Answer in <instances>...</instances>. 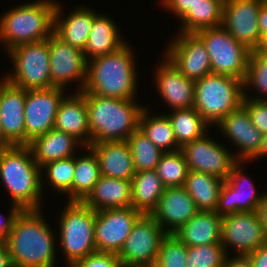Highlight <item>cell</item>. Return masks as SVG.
Returning <instances> with one entry per match:
<instances>
[{
	"label": "cell",
	"instance_id": "cell-1",
	"mask_svg": "<svg viewBox=\"0 0 267 267\" xmlns=\"http://www.w3.org/2000/svg\"><path fill=\"white\" fill-rule=\"evenodd\" d=\"M40 210H20L7 239L14 267H53L54 236Z\"/></svg>",
	"mask_w": 267,
	"mask_h": 267
},
{
	"label": "cell",
	"instance_id": "cell-2",
	"mask_svg": "<svg viewBox=\"0 0 267 267\" xmlns=\"http://www.w3.org/2000/svg\"><path fill=\"white\" fill-rule=\"evenodd\" d=\"M134 100L85 93L91 143L127 141L139 128L144 109Z\"/></svg>",
	"mask_w": 267,
	"mask_h": 267
},
{
	"label": "cell",
	"instance_id": "cell-3",
	"mask_svg": "<svg viewBox=\"0 0 267 267\" xmlns=\"http://www.w3.org/2000/svg\"><path fill=\"white\" fill-rule=\"evenodd\" d=\"M28 145L0 149V177L20 210H41V168Z\"/></svg>",
	"mask_w": 267,
	"mask_h": 267
},
{
	"label": "cell",
	"instance_id": "cell-4",
	"mask_svg": "<svg viewBox=\"0 0 267 267\" xmlns=\"http://www.w3.org/2000/svg\"><path fill=\"white\" fill-rule=\"evenodd\" d=\"M127 45L88 61L87 79L82 92L102 97L134 99L136 67L132 50Z\"/></svg>",
	"mask_w": 267,
	"mask_h": 267
},
{
	"label": "cell",
	"instance_id": "cell-5",
	"mask_svg": "<svg viewBox=\"0 0 267 267\" xmlns=\"http://www.w3.org/2000/svg\"><path fill=\"white\" fill-rule=\"evenodd\" d=\"M57 2L39 1L12 8L0 19V39L6 48L48 39L54 33Z\"/></svg>",
	"mask_w": 267,
	"mask_h": 267
},
{
	"label": "cell",
	"instance_id": "cell-6",
	"mask_svg": "<svg viewBox=\"0 0 267 267\" xmlns=\"http://www.w3.org/2000/svg\"><path fill=\"white\" fill-rule=\"evenodd\" d=\"M243 81L236 77L208 74L195 81L193 107L208 122L217 124L239 109L244 99Z\"/></svg>",
	"mask_w": 267,
	"mask_h": 267
},
{
	"label": "cell",
	"instance_id": "cell-7",
	"mask_svg": "<svg viewBox=\"0 0 267 267\" xmlns=\"http://www.w3.org/2000/svg\"><path fill=\"white\" fill-rule=\"evenodd\" d=\"M59 224L60 243L69 263L97 251L94 242L95 210L84 202L68 201Z\"/></svg>",
	"mask_w": 267,
	"mask_h": 267
},
{
	"label": "cell",
	"instance_id": "cell-8",
	"mask_svg": "<svg viewBox=\"0 0 267 267\" xmlns=\"http://www.w3.org/2000/svg\"><path fill=\"white\" fill-rule=\"evenodd\" d=\"M8 52L15 69L5 77L10 84L25 90L52 87L48 39L21 44Z\"/></svg>",
	"mask_w": 267,
	"mask_h": 267
},
{
	"label": "cell",
	"instance_id": "cell-9",
	"mask_svg": "<svg viewBox=\"0 0 267 267\" xmlns=\"http://www.w3.org/2000/svg\"><path fill=\"white\" fill-rule=\"evenodd\" d=\"M208 51L212 73L244 80L251 50L221 25L195 33Z\"/></svg>",
	"mask_w": 267,
	"mask_h": 267
},
{
	"label": "cell",
	"instance_id": "cell-10",
	"mask_svg": "<svg viewBox=\"0 0 267 267\" xmlns=\"http://www.w3.org/2000/svg\"><path fill=\"white\" fill-rule=\"evenodd\" d=\"M167 235L151 216L142 214L117 254L124 267H143L157 261L161 241Z\"/></svg>",
	"mask_w": 267,
	"mask_h": 267
},
{
	"label": "cell",
	"instance_id": "cell-11",
	"mask_svg": "<svg viewBox=\"0 0 267 267\" xmlns=\"http://www.w3.org/2000/svg\"><path fill=\"white\" fill-rule=\"evenodd\" d=\"M142 214L132 206L95 211L94 242L99 252L118 254Z\"/></svg>",
	"mask_w": 267,
	"mask_h": 267
},
{
	"label": "cell",
	"instance_id": "cell-12",
	"mask_svg": "<svg viewBox=\"0 0 267 267\" xmlns=\"http://www.w3.org/2000/svg\"><path fill=\"white\" fill-rule=\"evenodd\" d=\"M64 88L27 90L24 107L26 145L37 136L54 129L59 105L64 98Z\"/></svg>",
	"mask_w": 267,
	"mask_h": 267
},
{
	"label": "cell",
	"instance_id": "cell-13",
	"mask_svg": "<svg viewBox=\"0 0 267 267\" xmlns=\"http://www.w3.org/2000/svg\"><path fill=\"white\" fill-rule=\"evenodd\" d=\"M52 87L64 88L66 84L79 80L78 92L84 89L87 79L88 61L83 51L69 45L53 33L48 38Z\"/></svg>",
	"mask_w": 267,
	"mask_h": 267
},
{
	"label": "cell",
	"instance_id": "cell-14",
	"mask_svg": "<svg viewBox=\"0 0 267 267\" xmlns=\"http://www.w3.org/2000/svg\"><path fill=\"white\" fill-rule=\"evenodd\" d=\"M262 0H225L222 26L249 50L258 49L262 38L258 13Z\"/></svg>",
	"mask_w": 267,
	"mask_h": 267
},
{
	"label": "cell",
	"instance_id": "cell-15",
	"mask_svg": "<svg viewBox=\"0 0 267 267\" xmlns=\"http://www.w3.org/2000/svg\"><path fill=\"white\" fill-rule=\"evenodd\" d=\"M205 136L181 147L188 170L211 174L226 180L237 160L226 148Z\"/></svg>",
	"mask_w": 267,
	"mask_h": 267
},
{
	"label": "cell",
	"instance_id": "cell-16",
	"mask_svg": "<svg viewBox=\"0 0 267 267\" xmlns=\"http://www.w3.org/2000/svg\"><path fill=\"white\" fill-rule=\"evenodd\" d=\"M267 242V235L262 228L256 211L237 212L222 217L221 244L232 245L238 255L247 256ZM227 244V245H226Z\"/></svg>",
	"mask_w": 267,
	"mask_h": 267
},
{
	"label": "cell",
	"instance_id": "cell-17",
	"mask_svg": "<svg viewBox=\"0 0 267 267\" xmlns=\"http://www.w3.org/2000/svg\"><path fill=\"white\" fill-rule=\"evenodd\" d=\"M166 56L188 79L198 80L212 73L208 51L195 33H183L166 49Z\"/></svg>",
	"mask_w": 267,
	"mask_h": 267
},
{
	"label": "cell",
	"instance_id": "cell-18",
	"mask_svg": "<svg viewBox=\"0 0 267 267\" xmlns=\"http://www.w3.org/2000/svg\"><path fill=\"white\" fill-rule=\"evenodd\" d=\"M25 89L0 82V122L4 138L12 145H26L24 122Z\"/></svg>",
	"mask_w": 267,
	"mask_h": 267
},
{
	"label": "cell",
	"instance_id": "cell-19",
	"mask_svg": "<svg viewBox=\"0 0 267 267\" xmlns=\"http://www.w3.org/2000/svg\"><path fill=\"white\" fill-rule=\"evenodd\" d=\"M197 212L194 200L183 186L166 187L151 216L167 234H173ZM166 224L170 225L167 229Z\"/></svg>",
	"mask_w": 267,
	"mask_h": 267
},
{
	"label": "cell",
	"instance_id": "cell-20",
	"mask_svg": "<svg viewBox=\"0 0 267 267\" xmlns=\"http://www.w3.org/2000/svg\"><path fill=\"white\" fill-rule=\"evenodd\" d=\"M216 125L233 141L232 143L240 147V152L235 157L237 161L251 160L259 152L262 133L252 124L243 106L230 112Z\"/></svg>",
	"mask_w": 267,
	"mask_h": 267
},
{
	"label": "cell",
	"instance_id": "cell-21",
	"mask_svg": "<svg viewBox=\"0 0 267 267\" xmlns=\"http://www.w3.org/2000/svg\"><path fill=\"white\" fill-rule=\"evenodd\" d=\"M240 163L241 162L237 161L233 165L229 176L224 180L221 187L218 205L215 210L221 217L235 214L237 212L256 211L257 206L262 200L263 195L261 196L257 194L251 181H249V186L252 188L250 190L247 189L249 192H246V194L241 192L243 189L241 185H244L243 182H247L246 179L248 180L249 178L245 177L244 174L242 175L243 172H241L242 169H240Z\"/></svg>",
	"mask_w": 267,
	"mask_h": 267
},
{
	"label": "cell",
	"instance_id": "cell-22",
	"mask_svg": "<svg viewBox=\"0 0 267 267\" xmlns=\"http://www.w3.org/2000/svg\"><path fill=\"white\" fill-rule=\"evenodd\" d=\"M165 58L163 65L156 71L159 94L173 110L193 107L195 81L185 77L167 57Z\"/></svg>",
	"mask_w": 267,
	"mask_h": 267
},
{
	"label": "cell",
	"instance_id": "cell-23",
	"mask_svg": "<svg viewBox=\"0 0 267 267\" xmlns=\"http://www.w3.org/2000/svg\"><path fill=\"white\" fill-rule=\"evenodd\" d=\"M54 129L81 140L84 147L91 145V134L88 123V112L84 92L64 97L56 115Z\"/></svg>",
	"mask_w": 267,
	"mask_h": 267
},
{
	"label": "cell",
	"instance_id": "cell-24",
	"mask_svg": "<svg viewBox=\"0 0 267 267\" xmlns=\"http://www.w3.org/2000/svg\"><path fill=\"white\" fill-rule=\"evenodd\" d=\"M97 156L101 175L131 180L136 170L127 141L91 143Z\"/></svg>",
	"mask_w": 267,
	"mask_h": 267
},
{
	"label": "cell",
	"instance_id": "cell-25",
	"mask_svg": "<svg viewBox=\"0 0 267 267\" xmlns=\"http://www.w3.org/2000/svg\"><path fill=\"white\" fill-rule=\"evenodd\" d=\"M221 222L215 211H198L173 234L186 246L221 243Z\"/></svg>",
	"mask_w": 267,
	"mask_h": 267
},
{
	"label": "cell",
	"instance_id": "cell-26",
	"mask_svg": "<svg viewBox=\"0 0 267 267\" xmlns=\"http://www.w3.org/2000/svg\"><path fill=\"white\" fill-rule=\"evenodd\" d=\"M95 211L131 206V180L102 175L83 201Z\"/></svg>",
	"mask_w": 267,
	"mask_h": 267
},
{
	"label": "cell",
	"instance_id": "cell-27",
	"mask_svg": "<svg viewBox=\"0 0 267 267\" xmlns=\"http://www.w3.org/2000/svg\"><path fill=\"white\" fill-rule=\"evenodd\" d=\"M60 5L56 4L54 15V33L69 45L84 52L89 33L92 29L94 11L77 7L67 18L61 21Z\"/></svg>",
	"mask_w": 267,
	"mask_h": 267
},
{
	"label": "cell",
	"instance_id": "cell-28",
	"mask_svg": "<svg viewBox=\"0 0 267 267\" xmlns=\"http://www.w3.org/2000/svg\"><path fill=\"white\" fill-rule=\"evenodd\" d=\"M81 144L74 136L52 129L46 134L35 137L29 147L34 161L42 168L46 163L73 157L76 145Z\"/></svg>",
	"mask_w": 267,
	"mask_h": 267
},
{
	"label": "cell",
	"instance_id": "cell-29",
	"mask_svg": "<svg viewBox=\"0 0 267 267\" xmlns=\"http://www.w3.org/2000/svg\"><path fill=\"white\" fill-rule=\"evenodd\" d=\"M117 29L115 23L109 17L97 14L94 11L92 29L84 49L87 61H89L88 57L93 59L110 54L125 44L124 40H121Z\"/></svg>",
	"mask_w": 267,
	"mask_h": 267
},
{
	"label": "cell",
	"instance_id": "cell-30",
	"mask_svg": "<svg viewBox=\"0 0 267 267\" xmlns=\"http://www.w3.org/2000/svg\"><path fill=\"white\" fill-rule=\"evenodd\" d=\"M165 188L155 170L136 172L131 179V206L141 214L151 215Z\"/></svg>",
	"mask_w": 267,
	"mask_h": 267
},
{
	"label": "cell",
	"instance_id": "cell-31",
	"mask_svg": "<svg viewBox=\"0 0 267 267\" xmlns=\"http://www.w3.org/2000/svg\"><path fill=\"white\" fill-rule=\"evenodd\" d=\"M224 180L211 174L189 170L184 188L198 211H215Z\"/></svg>",
	"mask_w": 267,
	"mask_h": 267
},
{
	"label": "cell",
	"instance_id": "cell-32",
	"mask_svg": "<svg viewBox=\"0 0 267 267\" xmlns=\"http://www.w3.org/2000/svg\"><path fill=\"white\" fill-rule=\"evenodd\" d=\"M225 0H199L181 19L183 33H196L222 25Z\"/></svg>",
	"mask_w": 267,
	"mask_h": 267
},
{
	"label": "cell",
	"instance_id": "cell-33",
	"mask_svg": "<svg viewBox=\"0 0 267 267\" xmlns=\"http://www.w3.org/2000/svg\"><path fill=\"white\" fill-rule=\"evenodd\" d=\"M88 148V155L75 157V171L72 181V201L83 202L92 192L95 183L99 180L101 170L94 151Z\"/></svg>",
	"mask_w": 267,
	"mask_h": 267
},
{
	"label": "cell",
	"instance_id": "cell-34",
	"mask_svg": "<svg viewBox=\"0 0 267 267\" xmlns=\"http://www.w3.org/2000/svg\"><path fill=\"white\" fill-rule=\"evenodd\" d=\"M148 114L147 108H144L139 118V129L161 151L174 152L180 150L181 147L176 142L168 116L160 114L149 117Z\"/></svg>",
	"mask_w": 267,
	"mask_h": 267
},
{
	"label": "cell",
	"instance_id": "cell-35",
	"mask_svg": "<svg viewBox=\"0 0 267 267\" xmlns=\"http://www.w3.org/2000/svg\"><path fill=\"white\" fill-rule=\"evenodd\" d=\"M167 116L171 121L176 142L180 147L207 135L205 130L209 124L194 107L177 109Z\"/></svg>",
	"mask_w": 267,
	"mask_h": 267
},
{
	"label": "cell",
	"instance_id": "cell-36",
	"mask_svg": "<svg viewBox=\"0 0 267 267\" xmlns=\"http://www.w3.org/2000/svg\"><path fill=\"white\" fill-rule=\"evenodd\" d=\"M136 172L155 170L164 153L138 128L128 139Z\"/></svg>",
	"mask_w": 267,
	"mask_h": 267
},
{
	"label": "cell",
	"instance_id": "cell-37",
	"mask_svg": "<svg viewBox=\"0 0 267 267\" xmlns=\"http://www.w3.org/2000/svg\"><path fill=\"white\" fill-rule=\"evenodd\" d=\"M165 187H182L188 173V166L181 150L164 152L155 168Z\"/></svg>",
	"mask_w": 267,
	"mask_h": 267
},
{
	"label": "cell",
	"instance_id": "cell-38",
	"mask_svg": "<svg viewBox=\"0 0 267 267\" xmlns=\"http://www.w3.org/2000/svg\"><path fill=\"white\" fill-rule=\"evenodd\" d=\"M226 252L221 243L187 246V267H223Z\"/></svg>",
	"mask_w": 267,
	"mask_h": 267
},
{
	"label": "cell",
	"instance_id": "cell-39",
	"mask_svg": "<svg viewBox=\"0 0 267 267\" xmlns=\"http://www.w3.org/2000/svg\"><path fill=\"white\" fill-rule=\"evenodd\" d=\"M48 172L47 179L50 185L59 192L69 193V201H72V181L75 171V156L55 160L43 165Z\"/></svg>",
	"mask_w": 267,
	"mask_h": 267
},
{
	"label": "cell",
	"instance_id": "cell-40",
	"mask_svg": "<svg viewBox=\"0 0 267 267\" xmlns=\"http://www.w3.org/2000/svg\"><path fill=\"white\" fill-rule=\"evenodd\" d=\"M156 262L162 267H187V246L174 234H167L161 241Z\"/></svg>",
	"mask_w": 267,
	"mask_h": 267
},
{
	"label": "cell",
	"instance_id": "cell-41",
	"mask_svg": "<svg viewBox=\"0 0 267 267\" xmlns=\"http://www.w3.org/2000/svg\"><path fill=\"white\" fill-rule=\"evenodd\" d=\"M249 85L267 94V52L259 49L251 51L243 80L244 89Z\"/></svg>",
	"mask_w": 267,
	"mask_h": 267
},
{
	"label": "cell",
	"instance_id": "cell-42",
	"mask_svg": "<svg viewBox=\"0 0 267 267\" xmlns=\"http://www.w3.org/2000/svg\"><path fill=\"white\" fill-rule=\"evenodd\" d=\"M242 106L247 110L252 124L262 133H267V99L256 97L249 99L245 94Z\"/></svg>",
	"mask_w": 267,
	"mask_h": 267
},
{
	"label": "cell",
	"instance_id": "cell-43",
	"mask_svg": "<svg viewBox=\"0 0 267 267\" xmlns=\"http://www.w3.org/2000/svg\"><path fill=\"white\" fill-rule=\"evenodd\" d=\"M68 264L70 267H124L117 254L99 251Z\"/></svg>",
	"mask_w": 267,
	"mask_h": 267
},
{
	"label": "cell",
	"instance_id": "cell-44",
	"mask_svg": "<svg viewBox=\"0 0 267 267\" xmlns=\"http://www.w3.org/2000/svg\"><path fill=\"white\" fill-rule=\"evenodd\" d=\"M199 0H163V5L182 19Z\"/></svg>",
	"mask_w": 267,
	"mask_h": 267
},
{
	"label": "cell",
	"instance_id": "cell-45",
	"mask_svg": "<svg viewBox=\"0 0 267 267\" xmlns=\"http://www.w3.org/2000/svg\"><path fill=\"white\" fill-rule=\"evenodd\" d=\"M10 210L11 212L9 216H7V218H5V216L1 217L3 221L0 218V242H7L13 220L15 216L17 215V213L20 211V209L15 205H12V209Z\"/></svg>",
	"mask_w": 267,
	"mask_h": 267
},
{
	"label": "cell",
	"instance_id": "cell-46",
	"mask_svg": "<svg viewBox=\"0 0 267 267\" xmlns=\"http://www.w3.org/2000/svg\"><path fill=\"white\" fill-rule=\"evenodd\" d=\"M253 267H267V242L247 255Z\"/></svg>",
	"mask_w": 267,
	"mask_h": 267
},
{
	"label": "cell",
	"instance_id": "cell-47",
	"mask_svg": "<svg viewBox=\"0 0 267 267\" xmlns=\"http://www.w3.org/2000/svg\"><path fill=\"white\" fill-rule=\"evenodd\" d=\"M226 256L223 267H253L252 262L248 256L237 255L235 258H227Z\"/></svg>",
	"mask_w": 267,
	"mask_h": 267
},
{
	"label": "cell",
	"instance_id": "cell-48",
	"mask_svg": "<svg viewBox=\"0 0 267 267\" xmlns=\"http://www.w3.org/2000/svg\"><path fill=\"white\" fill-rule=\"evenodd\" d=\"M256 213L259 217L260 224L267 235V194H263L262 200L257 206Z\"/></svg>",
	"mask_w": 267,
	"mask_h": 267
},
{
	"label": "cell",
	"instance_id": "cell-49",
	"mask_svg": "<svg viewBox=\"0 0 267 267\" xmlns=\"http://www.w3.org/2000/svg\"><path fill=\"white\" fill-rule=\"evenodd\" d=\"M258 26L261 38L267 35V5L262 3L258 13Z\"/></svg>",
	"mask_w": 267,
	"mask_h": 267
},
{
	"label": "cell",
	"instance_id": "cell-50",
	"mask_svg": "<svg viewBox=\"0 0 267 267\" xmlns=\"http://www.w3.org/2000/svg\"><path fill=\"white\" fill-rule=\"evenodd\" d=\"M0 267H13L6 242H0Z\"/></svg>",
	"mask_w": 267,
	"mask_h": 267
},
{
	"label": "cell",
	"instance_id": "cell-51",
	"mask_svg": "<svg viewBox=\"0 0 267 267\" xmlns=\"http://www.w3.org/2000/svg\"><path fill=\"white\" fill-rule=\"evenodd\" d=\"M266 155H267V133L262 134V141H261L259 152L251 160H254L257 157L260 158Z\"/></svg>",
	"mask_w": 267,
	"mask_h": 267
},
{
	"label": "cell",
	"instance_id": "cell-52",
	"mask_svg": "<svg viewBox=\"0 0 267 267\" xmlns=\"http://www.w3.org/2000/svg\"><path fill=\"white\" fill-rule=\"evenodd\" d=\"M10 146L12 145L4 138L2 127H1V122H0V149L7 148Z\"/></svg>",
	"mask_w": 267,
	"mask_h": 267
},
{
	"label": "cell",
	"instance_id": "cell-53",
	"mask_svg": "<svg viewBox=\"0 0 267 267\" xmlns=\"http://www.w3.org/2000/svg\"><path fill=\"white\" fill-rule=\"evenodd\" d=\"M258 49L267 52V35L262 38L261 44Z\"/></svg>",
	"mask_w": 267,
	"mask_h": 267
},
{
	"label": "cell",
	"instance_id": "cell-54",
	"mask_svg": "<svg viewBox=\"0 0 267 267\" xmlns=\"http://www.w3.org/2000/svg\"><path fill=\"white\" fill-rule=\"evenodd\" d=\"M143 267H162V266L157 262H152L149 265H145Z\"/></svg>",
	"mask_w": 267,
	"mask_h": 267
},
{
	"label": "cell",
	"instance_id": "cell-55",
	"mask_svg": "<svg viewBox=\"0 0 267 267\" xmlns=\"http://www.w3.org/2000/svg\"><path fill=\"white\" fill-rule=\"evenodd\" d=\"M262 3L267 5V0H262Z\"/></svg>",
	"mask_w": 267,
	"mask_h": 267
}]
</instances>
